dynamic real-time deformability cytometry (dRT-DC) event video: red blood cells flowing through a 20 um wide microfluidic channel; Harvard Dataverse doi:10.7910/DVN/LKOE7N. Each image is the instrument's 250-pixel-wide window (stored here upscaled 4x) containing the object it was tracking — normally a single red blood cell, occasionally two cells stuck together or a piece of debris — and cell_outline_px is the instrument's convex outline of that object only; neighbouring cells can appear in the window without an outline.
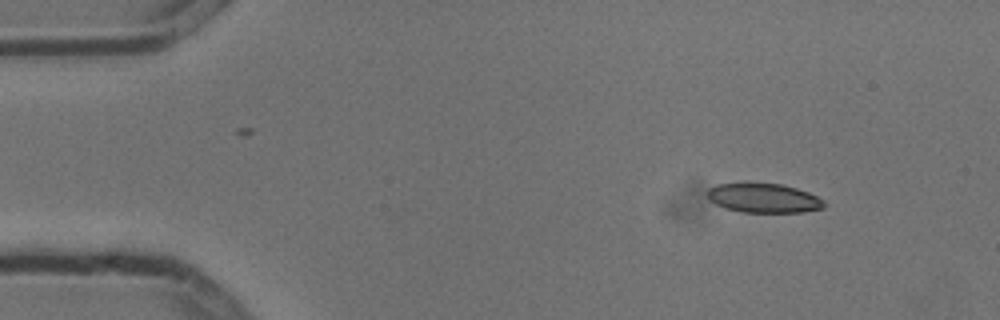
{"species": "common noctule bat (a hibernating species)", "species_latin": "Nyctalus noctula", "temperature_condition": "cold", "stored_images_in_passage": 7, "camera_frame_rate_fps": 3000, "um_per_image_px": 0.085, "animal": {"sex": "male", "body_mass_g": 13.3}, "frame": {"image": 1, "passage_image": 1, "time_ms": 0.0, "image_size_px": [1000, 320], "cell_outline_px": [[824, 208], [804, 212], [740, 212], [724, 208], [708, 200], [708, 188], [716, 184], [784, 184], [808, 192], [824, 200]], "centroid_in_image_um": [64.91, 16.85], "position_along_channel_um": 20.1, "area_um2": 19.83}}
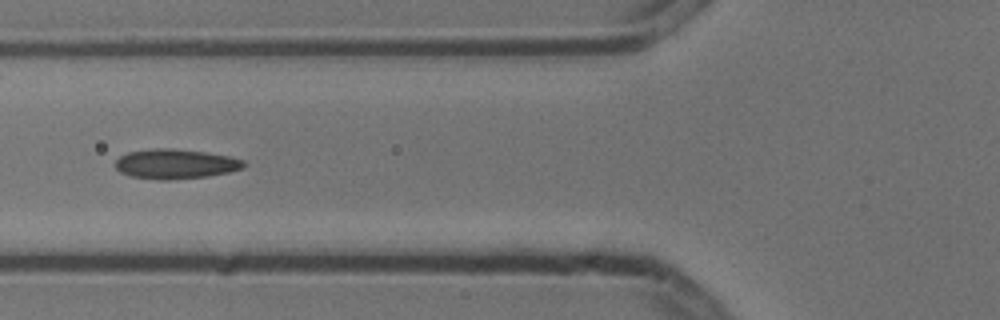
{"frame": {"image": 2, "passage_image": 5, "time_ms": 1.333, "image_size_px": [1000, 320], "cell_outline_px": [[244, 168], [228, 172], [208, 176], [172, 180], [160, 180], [132, 176], [120, 172], [116, 168], [116, 160], [120, 156], [128, 152], [152, 148], [172, 148], [204, 152], [232, 156], [244, 160]], "centroid_in_image_um": [14.93, 13.93], "position_along_channel_um": 110.9, "area_um2": 22.31}}
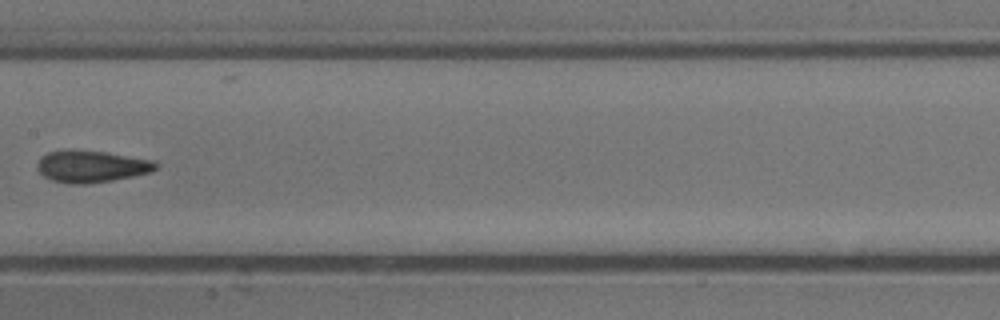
{"frame": {"image": 3, "passage_image": 7, "time_ms": 2.0, "image_size_px": [1000, 320], "cell_outline_px": [[160, 164], [152, 172], [112, 180], [84, 184], [68, 184], [52, 180], [44, 176], [36, 168], [36, 164], [40, 156], [48, 152], [68, 148], [72, 148], [104, 152], [156, 160]], "centroid_in_image_um": [7.75, 14.12], "position_along_channel_um": 199.7, "area_um2": 22.48}}